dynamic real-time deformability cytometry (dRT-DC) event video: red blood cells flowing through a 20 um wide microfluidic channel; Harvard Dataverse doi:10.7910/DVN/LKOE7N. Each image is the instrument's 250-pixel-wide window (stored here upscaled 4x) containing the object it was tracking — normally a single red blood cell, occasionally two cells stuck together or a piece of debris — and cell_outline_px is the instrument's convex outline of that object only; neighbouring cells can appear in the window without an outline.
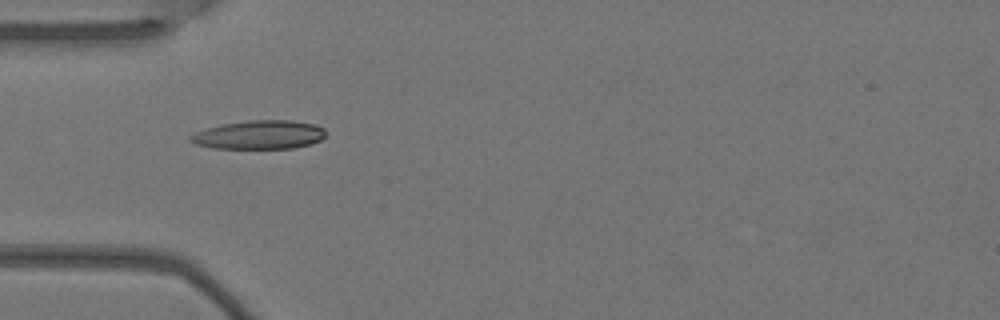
{"species": "Egyptian fruit bat (a non-hibernating species)", "species_latin": "Rousettus aegyptiacus", "temperature_condition": "warm", "stored_images_in_passage": 2, "camera_frame_rate_fps": 3000, "um_per_image_px": 0.085, "animal": {"sex": "female"}, "frame": {"image": 1, "passage_image": 1, "time_ms": 0.0, "image_size_px": [1000, 320], "cell_outline_px": [[324, 136], [320, 140], [308, 144], [292, 148], [212, 148], [196, 144], [188, 140], [188, 136], [204, 128], [220, 124], [252, 120], [292, 120], [316, 124], [324, 128]], "centroid_in_image_um": [21.99, 11.44], "position_along_channel_um": 63.0, "area_um2": 22.66}}
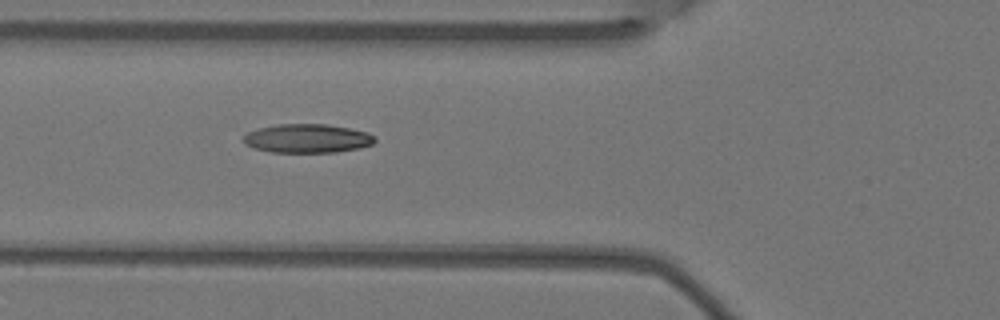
{"frame": {"image": 2, "passage_image": 2, "time_ms": 0.333, "image_size_px": [1000, 320], "cell_outline_px": [[376, 140], [372, 144], [360, 148], [336, 152], [272, 152], [256, 148], [248, 144], [244, 140], [244, 136], [248, 132], [260, 128], [276, 124], [328, 124], [368, 132]], "centroid_in_image_um": [26.16, 11.76], "position_along_channel_um": 99.6, "area_um2": 21.79}}